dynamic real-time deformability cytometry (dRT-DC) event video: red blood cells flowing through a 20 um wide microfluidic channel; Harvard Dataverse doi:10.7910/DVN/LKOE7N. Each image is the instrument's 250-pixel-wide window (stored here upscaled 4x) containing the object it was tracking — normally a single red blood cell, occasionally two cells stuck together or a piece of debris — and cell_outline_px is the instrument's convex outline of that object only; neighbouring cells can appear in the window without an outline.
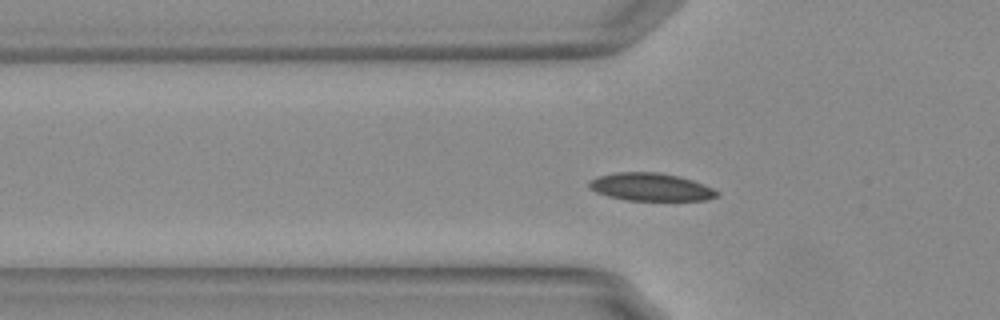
{"species": "Egyptian fruit bat (a non-hibernating species)", "species_latin": "Rousettus aegyptiacus", "temperature_condition": "warm", "stored_images_in_passage": 53, "segment_of_instrument_passage": [1, 2], "camera_frame_rate_fps": 3000, "um_per_image_px": 0.085, "animal": {"sex": "female"}, "frame": {"image": 1, "passage_image": 15, "time_ms": 4.667, "image_size_px": [1000, 320], "cell_outline_px": [[720, 192], [716, 196], [704, 200], [628, 200], [608, 196], [596, 192], [588, 188], [588, 180], [596, 176], [616, 172], [656, 172], [676, 176], [692, 180], [712, 188]], "centroid_in_image_um": [55.24, 15.89], "position_along_channel_um": 70.6, "area_um2": 20.58}}
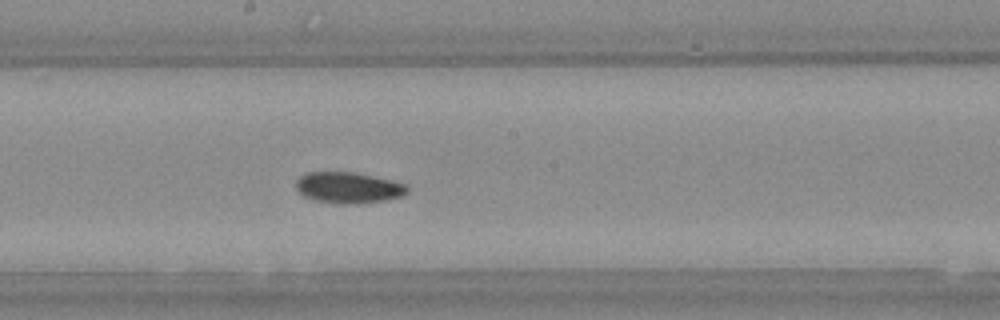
{"frame": {"image": 2, "passage_image": 27, "time_ms": 8.667, "image_size_px": [1000, 320], "cell_outline_px": [[408, 192], [404, 196], [388, 200], [360, 204], [336, 204], [316, 200], [304, 196], [296, 188], [296, 180], [300, 176], [308, 172], [356, 172], [392, 180], [408, 184]], "centroid_in_image_um": [29.67, 15.96], "position_along_channel_um": 218.5, "area_um2": 20.52}}
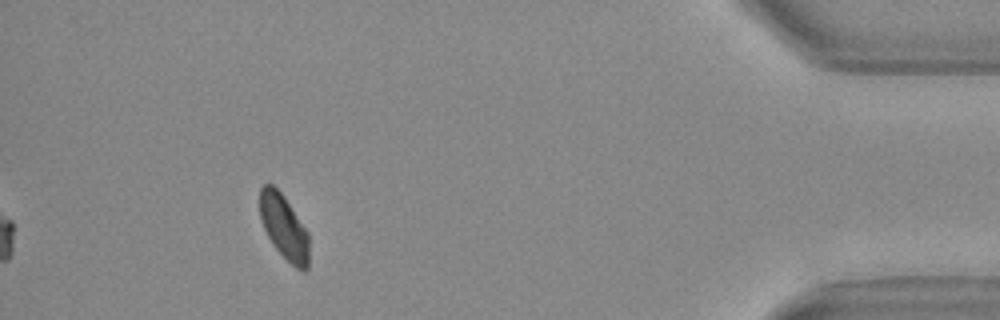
{"frame": {"image": 3, "passage_image": 47, "time_ms": 15.333, "image_size_px": [1000, 320], "cell_outline_px": [[308, 268], [304, 272], [296, 268], [272, 244], [260, 220], [260, 188], [264, 184], [272, 184], [284, 196], [308, 232]], "centroid_in_image_um": [24.13, 19.29], "position_along_channel_um": 411.1, "area_um2": 18.32}}